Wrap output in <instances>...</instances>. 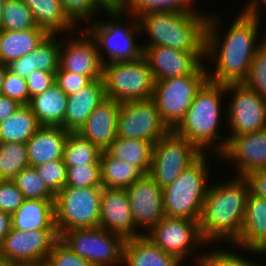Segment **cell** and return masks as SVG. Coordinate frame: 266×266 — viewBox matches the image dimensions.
<instances>
[{"label": "cell", "instance_id": "obj_1", "mask_svg": "<svg viewBox=\"0 0 266 266\" xmlns=\"http://www.w3.org/2000/svg\"><path fill=\"white\" fill-rule=\"evenodd\" d=\"M215 17L210 14L206 25L205 57L212 58L216 63L212 73L207 69L208 80L223 85L243 83L249 74L254 54L266 41L265 36L262 43L256 42L260 17L239 13L230 24L224 41L218 33L220 19Z\"/></svg>", "mask_w": 266, "mask_h": 266}, {"label": "cell", "instance_id": "obj_2", "mask_svg": "<svg viewBox=\"0 0 266 266\" xmlns=\"http://www.w3.org/2000/svg\"><path fill=\"white\" fill-rule=\"evenodd\" d=\"M250 185L246 177L210 184L203 203L199 229L203 240L233 244L241 234ZM219 241V242H218Z\"/></svg>", "mask_w": 266, "mask_h": 266}, {"label": "cell", "instance_id": "obj_3", "mask_svg": "<svg viewBox=\"0 0 266 266\" xmlns=\"http://www.w3.org/2000/svg\"><path fill=\"white\" fill-rule=\"evenodd\" d=\"M141 34L145 31L150 40L142 44L166 46L185 52H205V35L208 14L195 12H150L140 15ZM143 31V32H142Z\"/></svg>", "mask_w": 266, "mask_h": 266}, {"label": "cell", "instance_id": "obj_4", "mask_svg": "<svg viewBox=\"0 0 266 266\" xmlns=\"http://www.w3.org/2000/svg\"><path fill=\"white\" fill-rule=\"evenodd\" d=\"M225 94V85L207 80L195 94L184 118L172 131L176 135L187 139L201 153H205L206 148L213 147L214 143L219 141L214 146L216 149L213 148L219 156L228 141V137L218 134L221 105H223L221 100L222 97H225Z\"/></svg>", "mask_w": 266, "mask_h": 266}, {"label": "cell", "instance_id": "obj_5", "mask_svg": "<svg viewBox=\"0 0 266 266\" xmlns=\"http://www.w3.org/2000/svg\"><path fill=\"white\" fill-rule=\"evenodd\" d=\"M202 153L179 177L163 188L166 217L200 221L203 203L209 189L207 155Z\"/></svg>", "mask_w": 266, "mask_h": 266}, {"label": "cell", "instance_id": "obj_6", "mask_svg": "<svg viewBox=\"0 0 266 266\" xmlns=\"http://www.w3.org/2000/svg\"><path fill=\"white\" fill-rule=\"evenodd\" d=\"M105 12L112 17L111 22H98L93 19L92 23L89 24L90 26L85 28L97 44L102 64L133 61L142 58L144 52L142 43L139 45L138 41H135V37L141 33L137 18L131 17L134 18L131 22L133 24H127L121 21L123 20L122 15H124L121 10ZM103 49L106 50V54L109 57L108 61H106L107 59L104 58L105 56L101 52Z\"/></svg>", "mask_w": 266, "mask_h": 266}, {"label": "cell", "instance_id": "obj_7", "mask_svg": "<svg viewBox=\"0 0 266 266\" xmlns=\"http://www.w3.org/2000/svg\"><path fill=\"white\" fill-rule=\"evenodd\" d=\"M106 97L119 103L151 99L155 80L147 60L120 61L103 65Z\"/></svg>", "mask_w": 266, "mask_h": 266}, {"label": "cell", "instance_id": "obj_8", "mask_svg": "<svg viewBox=\"0 0 266 266\" xmlns=\"http://www.w3.org/2000/svg\"><path fill=\"white\" fill-rule=\"evenodd\" d=\"M103 187H63L54 201L58 235L72 229L99 227Z\"/></svg>", "mask_w": 266, "mask_h": 266}, {"label": "cell", "instance_id": "obj_9", "mask_svg": "<svg viewBox=\"0 0 266 266\" xmlns=\"http://www.w3.org/2000/svg\"><path fill=\"white\" fill-rule=\"evenodd\" d=\"M201 63L190 75L155 81L157 110L166 126L173 130L184 118L195 94L208 80L207 68Z\"/></svg>", "mask_w": 266, "mask_h": 266}, {"label": "cell", "instance_id": "obj_10", "mask_svg": "<svg viewBox=\"0 0 266 266\" xmlns=\"http://www.w3.org/2000/svg\"><path fill=\"white\" fill-rule=\"evenodd\" d=\"M59 240L93 266L122 265L125 240L101 227L67 230Z\"/></svg>", "mask_w": 266, "mask_h": 266}, {"label": "cell", "instance_id": "obj_11", "mask_svg": "<svg viewBox=\"0 0 266 266\" xmlns=\"http://www.w3.org/2000/svg\"><path fill=\"white\" fill-rule=\"evenodd\" d=\"M202 153L172 130L153 144L149 175L161 187L172 184Z\"/></svg>", "mask_w": 266, "mask_h": 266}, {"label": "cell", "instance_id": "obj_12", "mask_svg": "<svg viewBox=\"0 0 266 266\" xmlns=\"http://www.w3.org/2000/svg\"><path fill=\"white\" fill-rule=\"evenodd\" d=\"M170 131L152 98L121 103L117 116V137L141 139L154 144Z\"/></svg>", "mask_w": 266, "mask_h": 266}, {"label": "cell", "instance_id": "obj_13", "mask_svg": "<svg viewBox=\"0 0 266 266\" xmlns=\"http://www.w3.org/2000/svg\"><path fill=\"white\" fill-rule=\"evenodd\" d=\"M226 95L233 93L230 106L226 110L227 127L232 134L256 132L266 128V100L244 83L225 85Z\"/></svg>", "mask_w": 266, "mask_h": 266}, {"label": "cell", "instance_id": "obj_14", "mask_svg": "<svg viewBox=\"0 0 266 266\" xmlns=\"http://www.w3.org/2000/svg\"><path fill=\"white\" fill-rule=\"evenodd\" d=\"M145 236L182 262L187 254L191 252L189 255H192L193 249L196 251L198 246L207 245L201 236L199 222L183 218L164 216Z\"/></svg>", "mask_w": 266, "mask_h": 266}, {"label": "cell", "instance_id": "obj_15", "mask_svg": "<svg viewBox=\"0 0 266 266\" xmlns=\"http://www.w3.org/2000/svg\"><path fill=\"white\" fill-rule=\"evenodd\" d=\"M58 240L56 230L21 231L11 228L0 244V254L9 263L44 265Z\"/></svg>", "mask_w": 266, "mask_h": 266}, {"label": "cell", "instance_id": "obj_16", "mask_svg": "<svg viewBox=\"0 0 266 266\" xmlns=\"http://www.w3.org/2000/svg\"><path fill=\"white\" fill-rule=\"evenodd\" d=\"M77 30L80 28L73 32V36L68 34L70 39H61L60 67L64 71L89 76L92 80L102 79L103 64L94 38L87 30Z\"/></svg>", "mask_w": 266, "mask_h": 266}, {"label": "cell", "instance_id": "obj_17", "mask_svg": "<svg viewBox=\"0 0 266 266\" xmlns=\"http://www.w3.org/2000/svg\"><path fill=\"white\" fill-rule=\"evenodd\" d=\"M133 222L138 229L148 233L165 215L163 209V188L149 174L136 180L127 189ZM143 227V228H142Z\"/></svg>", "mask_w": 266, "mask_h": 266}, {"label": "cell", "instance_id": "obj_18", "mask_svg": "<svg viewBox=\"0 0 266 266\" xmlns=\"http://www.w3.org/2000/svg\"><path fill=\"white\" fill-rule=\"evenodd\" d=\"M220 156L235 162L237 176L246 177L253 171L266 169V128L228 137Z\"/></svg>", "mask_w": 266, "mask_h": 266}, {"label": "cell", "instance_id": "obj_19", "mask_svg": "<svg viewBox=\"0 0 266 266\" xmlns=\"http://www.w3.org/2000/svg\"><path fill=\"white\" fill-rule=\"evenodd\" d=\"M143 57L147 60L154 80L160 81L190 75L203 63L205 52H185L166 46H149L144 48Z\"/></svg>", "mask_w": 266, "mask_h": 266}, {"label": "cell", "instance_id": "obj_20", "mask_svg": "<svg viewBox=\"0 0 266 266\" xmlns=\"http://www.w3.org/2000/svg\"><path fill=\"white\" fill-rule=\"evenodd\" d=\"M100 205L99 227L120 235L124 240L144 235L133 222L125 189L103 188Z\"/></svg>", "mask_w": 266, "mask_h": 266}, {"label": "cell", "instance_id": "obj_21", "mask_svg": "<svg viewBox=\"0 0 266 266\" xmlns=\"http://www.w3.org/2000/svg\"><path fill=\"white\" fill-rule=\"evenodd\" d=\"M232 245L247 253L266 254V199L251 191L246 200L241 234Z\"/></svg>", "mask_w": 266, "mask_h": 266}, {"label": "cell", "instance_id": "obj_22", "mask_svg": "<svg viewBox=\"0 0 266 266\" xmlns=\"http://www.w3.org/2000/svg\"><path fill=\"white\" fill-rule=\"evenodd\" d=\"M121 103L106 98L78 130L82 137L105 151L117 137V116Z\"/></svg>", "mask_w": 266, "mask_h": 266}, {"label": "cell", "instance_id": "obj_23", "mask_svg": "<svg viewBox=\"0 0 266 266\" xmlns=\"http://www.w3.org/2000/svg\"><path fill=\"white\" fill-rule=\"evenodd\" d=\"M106 98L103 79L92 80L68 96L63 128L68 132H78L93 110Z\"/></svg>", "mask_w": 266, "mask_h": 266}, {"label": "cell", "instance_id": "obj_24", "mask_svg": "<svg viewBox=\"0 0 266 266\" xmlns=\"http://www.w3.org/2000/svg\"><path fill=\"white\" fill-rule=\"evenodd\" d=\"M68 134L61 126H40L25 143L29 165L37 167L54 160H63L64 143Z\"/></svg>", "mask_w": 266, "mask_h": 266}, {"label": "cell", "instance_id": "obj_25", "mask_svg": "<svg viewBox=\"0 0 266 266\" xmlns=\"http://www.w3.org/2000/svg\"><path fill=\"white\" fill-rule=\"evenodd\" d=\"M123 266H183L174 255L165 253L145 235L126 239L123 244ZM182 264V265H181Z\"/></svg>", "mask_w": 266, "mask_h": 266}, {"label": "cell", "instance_id": "obj_26", "mask_svg": "<svg viewBox=\"0 0 266 266\" xmlns=\"http://www.w3.org/2000/svg\"><path fill=\"white\" fill-rule=\"evenodd\" d=\"M54 201L24 199L11 215L12 228L21 231L56 230Z\"/></svg>", "mask_w": 266, "mask_h": 266}, {"label": "cell", "instance_id": "obj_27", "mask_svg": "<svg viewBox=\"0 0 266 266\" xmlns=\"http://www.w3.org/2000/svg\"><path fill=\"white\" fill-rule=\"evenodd\" d=\"M68 102V95L53 84L41 94L30 98L28 106L40 126H61Z\"/></svg>", "mask_w": 266, "mask_h": 266}, {"label": "cell", "instance_id": "obj_28", "mask_svg": "<svg viewBox=\"0 0 266 266\" xmlns=\"http://www.w3.org/2000/svg\"><path fill=\"white\" fill-rule=\"evenodd\" d=\"M48 35L42 28L0 30V63L8 65L11 61L30 54Z\"/></svg>", "mask_w": 266, "mask_h": 266}, {"label": "cell", "instance_id": "obj_29", "mask_svg": "<svg viewBox=\"0 0 266 266\" xmlns=\"http://www.w3.org/2000/svg\"><path fill=\"white\" fill-rule=\"evenodd\" d=\"M31 10L38 27L49 34H68L75 24L68 18L60 0H22Z\"/></svg>", "mask_w": 266, "mask_h": 266}, {"label": "cell", "instance_id": "obj_30", "mask_svg": "<svg viewBox=\"0 0 266 266\" xmlns=\"http://www.w3.org/2000/svg\"><path fill=\"white\" fill-rule=\"evenodd\" d=\"M153 143L141 139H116L105 150L110 156L120 159L149 174L152 162Z\"/></svg>", "mask_w": 266, "mask_h": 266}, {"label": "cell", "instance_id": "obj_31", "mask_svg": "<svg viewBox=\"0 0 266 266\" xmlns=\"http://www.w3.org/2000/svg\"><path fill=\"white\" fill-rule=\"evenodd\" d=\"M101 182L103 188L127 189L145 173L138 167L132 166L120 159L102 151L100 156Z\"/></svg>", "mask_w": 266, "mask_h": 266}, {"label": "cell", "instance_id": "obj_32", "mask_svg": "<svg viewBox=\"0 0 266 266\" xmlns=\"http://www.w3.org/2000/svg\"><path fill=\"white\" fill-rule=\"evenodd\" d=\"M40 127L28 105H21L0 122V143H26Z\"/></svg>", "mask_w": 266, "mask_h": 266}, {"label": "cell", "instance_id": "obj_33", "mask_svg": "<svg viewBox=\"0 0 266 266\" xmlns=\"http://www.w3.org/2000/svg\"><path fill=\"white\" fill-rule=\"evenodd\" d=\"M102 151L77 132H69L64 143L63 162L67 167L100 164Z\"/></svg>", "mask_w": 266, "mask_h": 266}, {"label": "cell", "instance_id": "obj_34", "mask_svg": "<svg viewBox=\"0 0 266 266\" xmlns=\"http://www.w3.org/2000/svg\"><path fill=\"white\" fill-rule=\"evenodd\" d=\"M194 0H124L123 14L138 18L150 12H195ZM193 4V6H192Z\"/></svg>", "mask_w": 266, "mask_h": 266}, {"label": "cell", "instance_id": "obj_35", "mask_svg": "<svg viewBox=\"0 0 266 266\" xmlns=\"http://www.w3.org/2000/svg\"><path fill=\"white\" fill-rule=\"evenodd\" d=\"M30 166L25 143H0V180L13 181L16 175Z\"/></svg>", "mask_w": 266, "mask_h": 266}, {"label": "cell", "instance_id": "obj_36", "mask_svg": "<svg viewBox=\"0 0 266 266\" xmlns=\"http://www.w3.org/2000/svg\"><path fill=\"white\" fill-rule=\"evenodd\" d=\"M32 28L40 27L26 4L22 0H6L0 18V30L24 31Z\"/></svg>", "mask_w": 266, "mask_h": 266}, {"label": "cell", "instance_id": "obj_37", "mask_svg": "<svg viewBox=\"0 0 266 266\" xmlns=\"http://www.w3.org/2000/svg\"><path fill=\"white\" fill-rule=\"evenodd\" d=\"M13 182L24 199L55 200V194L46 186L35 167L28 166L22 169Z\"/></svg>", "mask_w": 266, "mask_h": 266}, {"label": "cell", "instance_id": "obj_38", "mask_svg": "<svg viewBox=\"0 0 266 266\" xmlns=\"http://www.w3.org/2000/svg\"><path fill=\"white\" fill-rule=\"evenodd\" d=\"M59 34H49L32 52L33 70L57 72L60 68L61 39Z\"/></svg>", "mask_w": 266, "mask_h": 266}, {"label": "cell", "instance_id": "obj_39", "mask_svg": "<svg viewBox=\"0 0 266 266\" xmlns=\"http://www.w3.org/2000/svg\"><path fill=\"white\" fill-rule=\"evenodd\" d=\"M68 187H102L101 182V165L86 164L74 167H67Z\"/></svg>", "mask_w": 266, "mask_h": 266}, {"label": "cell", "instance_id": "obj_40", "mask_svg": "<svg viewBox=\"0 0 266 266\" xmlns=\"http://www.w3.org/2000/svg\"><path fill=\"white\" fill-rule=\"evenodd\" d=\"M243 83L266 100V41L254 54L249 74Z\"/></svg>", "mask_w": 266, "mask_h": 266}, {"label": "cell", "instance_id": "obj_41", "mask_svg": "<svg viewBox=\"0 0 266 266\" xmlns=\"http://www.w3.org/2000/svg\"><path fill=\"white\" fill-rule=\"evenodd\" d=\"M214 249V251L205 252L202 255L197 256L194 260L196 266H261L259 263L252 262L251 259L246 260V257H242L239 254H235L227 250ZM264 266V265H262Z\"/></svg>", "mask_w": 266, "mask_h": 266}, {"label": "cell", "instance_id": "obj_42", "mask_svg": "<svg viewBox=\"0 0 266 266\" xmlns=\"http://www.w3.org/2000/svg\"><path fill=\"white\" fill-rule=\"evenodd\" d=\"M46 186L56 195L66 185L67 166L63 160H54L35 167Z\"/></svg>", "mask_w": 266, "mask_h": 266}, {"label": "cell", "instance_id": "obj_43", "mask_svg": "<svg viewBox=\"0 0 266 266\" xmlns=\"http://www.w3.org/2000/svg\"><path fill=\"white\" fill-rule=\"evenodd\" d=\"M64 12L68 18L76 25L84 21H90L98 11H103L95 0H60ZM90 18V19H89ZM86 19V20H85Z\"/></svg>", "mask_w": 266, "mask_h": 266}, {"label": "cell", "instance_id": "obj_44", "mask_svg": "<svg viewBox=\"0 0 266 266\" xmlns=\"http://www.w3.org/2000/svg\"><path fill=\"white\" fill-rule=\"evenodd\" d=\"M45 266H93L86 259L72 252L66 245L58 240L52 247Z\"/></svg>", "mask_w": 266, "mask_h": 266}, {"label": "cell", "instance_id": "obj_45", "mask_svg": "<svg viewBox=\"0 0 266 266\" xmlns=\"http://www.w3.org/2000/svg\"><path fill=\"white\" fill-rule=\"evenodd\" d=\"M2 95L16 100L21 105H28L30 97L26 79L7 69L3 82Z\"/></svg>", "mask_w": 266, "mask_h": 266}, {"label": "cell", "instance_id": "obj_46", "mask_svg": "<svg viewBox=\"0 0 266 266\" xmlns=\"http://www.w3.org/2000/svg\"><path fill=\"white\" fill-rule=\"evenodd\" d=\"M24 197L13 181L0 180V210L13 214L23 203Z\"/></svg>", "mask_w": 266, "mask_h": 266}, {"label": "cell", "instance_id": "obj_47", "mask_svg": "<svg viewBox=\"0 0 266 266\" xmlns=\"http://www.w3.org/2000/svg\"><path fill=\"white\" fill-rule=\"evenodd\" d=\"M91 81L89 76L64 71L61 67L55 73V84L68 96L87 86Z\"/></svg>", "mask_w": 266, "mask_h": 266}, {"label": "cell", "instance_id": "obj_48", "mask_svg": "<svg viewBox=\"0 0 266 266\" xmlns=\"http://www.w3.org/2000/svg\"><path fill=\"white\" fill-rule=\"evenodd\" d=\"M55 73L42 70L33 71L26 78L29 97L41 94L55 84Z\"/></svg>", "mask_w": 266, "mask_h": 266}, {"label": "cell", "instance_id": "obj_49", "mask_svg": "<svg viewBox=\"0 0 266 266\" xmlns=\"http://www.w3.org/2000/svg\"><path fill=\"white\" fill-rule=\"evenodd\" d=\"M246 178L250 185V191L266 199V169L253 171Z\"/></svg>", "mask_w": 266, "mask_h": 266}, {"label": "cell", "instance_id": "obj_50", "mask_svg": "<svg viewBox=\"0 0 266 266\" xmlns=\"http://www.w3.org/2000/svg\"><path fill=\"white\" fill-rule=\"evenodd\" d=\"M7 67L10 72L26 79L34 71L31 53L11 61Z\"/></svg>", "mask_w": 266, "mask_h": 266}, {"label": "cell", "instance_id": "obj_51", "mask_svg": "<svg viewBox=\"0 0 266 266\" xmlns=\"http://www.w3.org/2000/svg\"><path fill=\"white\" fill-rule=\"evenodd\" d=\"M20 106L16 100L0 95V122L12 115Z\"/></svg>", "mask_w": 266, "mask_h": 266}, {"label": "cell", "instance_id": "obj_52", "mask_svg": "<svg viewBox=\"0 0 266 266\" xmlns=\"http://www.w3.org/2000/svg\"><path fill=\"white\" fill-rule=\"evenodd\" d=\"M12 228L11 214L0 210V244Z\"/></svg>", "mask_w": 266, "mask_h": 266}, {"label": "cell", "instance_id": "obj_53", "mask_svg": "<svg viewBox=\"0 0 266 266\" xmlns=\"http://www.w3.org/2000/svg\"><path fill=\"white\" fill-rule=\"evenodd\" d=\"M104 11L121 10L124 0H95Z\"/></svg>", "mask_w": 266, "mask_h": 266}, {"label": "cell", "instance_id": "obj_54", "mask_svg": "<svg viewBox=\"0 0 266 266\" xmlns=\"http://www.w3.org/2000/svg\"><path fill=\"white\" fill-rule=\"evenodd\" d=\"M261 4L265 5L263 7H266V0H250L248 4H246L247 6L243 8L244 10H242V13L259 17V9L262 8L260 6Z\"/></svg>", "mask_w": 266, "mask_h": 266}, {"label": "cell", "instance_id": "obj_55", "mask_svg": "<svg viewBox=\"0 0 266 266\" xmlns=\"http://www.w3.org/2000/svg\"><path fill=\"white\" fill-rule=\"evenodd\" d=\"M7 69H8L7 65L0 63V95H2L3 82Z\"/></svg>", "mask_w": 266, "mask_h": 266}, {"label": "cell", "instance_id": "obj_56", "mask_svg": "<svg viewBox=\"0 0 266 266\" xmlns=\"http://www.w3.org/2000/svg\"><path fill=\"white\" fill-rule=\"evenodd\" d=\"M7 266H39L37 264L9 263Z\"/></svg>", "mask_w": 266, "mask_h": 266}, {"label": "cell", "instance_id": "obj_57", "mask_svg": "<svg viewBox=\"0 0 266 266\" xmlns=\"http://www.w3.org/2000/svg\"><path fill=\"white\" fill-rule=\"evenodd\" d=\"M9 262L0 254V266H7Z\"/></svg>", "mask_w": 266, "mask_h": 266}, {"label": "cell", "instance_id": "obj_58", "mask_svg": "<svg viewBox=\"0 0 266 266\" xmlns=\"http://www.w3.org/2000/svg\"><path fill=\"white\" fill-rule=\"evenodd\" d=\"M6 0H0V18L2 16V12L4 9V5H5Z\"/></svg>", "mask_w": 266, "mask_h": 266}]
</instances>
